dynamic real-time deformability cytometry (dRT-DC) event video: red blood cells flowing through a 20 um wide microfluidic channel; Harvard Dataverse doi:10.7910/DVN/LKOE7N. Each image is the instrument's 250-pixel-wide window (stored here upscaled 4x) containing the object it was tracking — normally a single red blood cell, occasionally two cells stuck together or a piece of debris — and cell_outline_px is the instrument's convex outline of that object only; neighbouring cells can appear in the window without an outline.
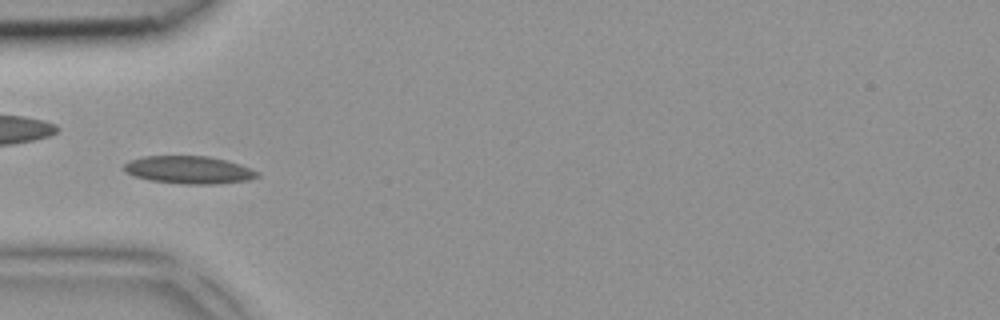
{"species": "common noctule bat (a hibernating species)", "species_latin": "Nyctalus noctula", "temperature_condition": "room temperature", "stored_images_in_passage": 4, "camera_frame_rate_fps": 3000, "um_per_image_px": 0.085, "animal": {"sex": "female", "body_mass_g": 18.4}, "frame": {"image": 1, "passage_image": 4, "time_ms": 1.0, "image_size_px": [1000, 320], "cell_outline_px": [[260, 176], [248, 180], [216, 184], [184, 184], [148, 180], [132, 176], [124, 172], [120, 168], [128, 160], [144, 156], [208, 156], [228, 160], [240, 164], [260, 172]], "centroid_in_image_um": [16.01, 14.44], "position_along_channel_um": 69.0, "area_um2": 21.91}}